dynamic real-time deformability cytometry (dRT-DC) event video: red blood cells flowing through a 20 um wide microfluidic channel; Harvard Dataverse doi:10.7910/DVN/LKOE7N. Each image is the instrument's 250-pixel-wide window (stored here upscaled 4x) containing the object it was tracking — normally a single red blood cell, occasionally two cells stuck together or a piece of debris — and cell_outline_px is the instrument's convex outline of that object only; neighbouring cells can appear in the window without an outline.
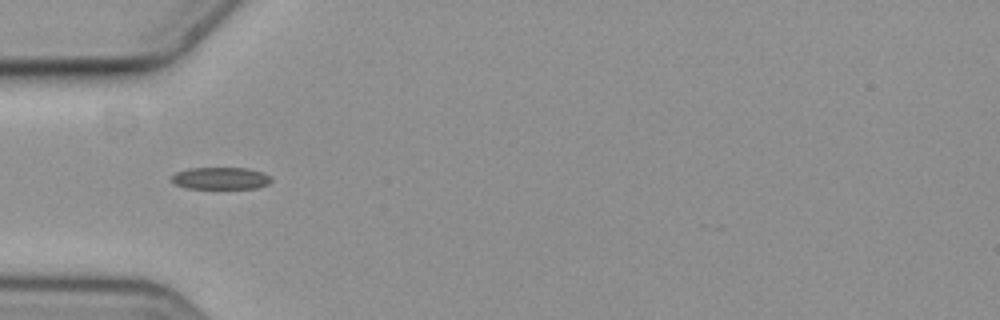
{"species": "common noctule bat (a hibernating species)", "species_latin": "Nyctalus noctula", "temperature_condition": "cold", "stored_images_in_passage": 39, "camera_frame_rate_fps": 3000, "um_per_image_px": 0.085, "animal": {"sex": "female", "body_mass_g": 19.3, "forearm_length_mm": 54.1}, "frame": {"image": 1, "passage_image": 1, "time_ms": 0.0, "image_size_px": [1000, 320], "cell_outline_px": [[272, 180], [268, 184], [256, 188], [188, 188], [172, 184], [172, 176], [176, 172], [188, 168], [248, 168], [264, 172]], "centroid_in_image_um": [18.74, 15.15], "position_along_channel_um": 66.3, "area_um2": 12.83}}
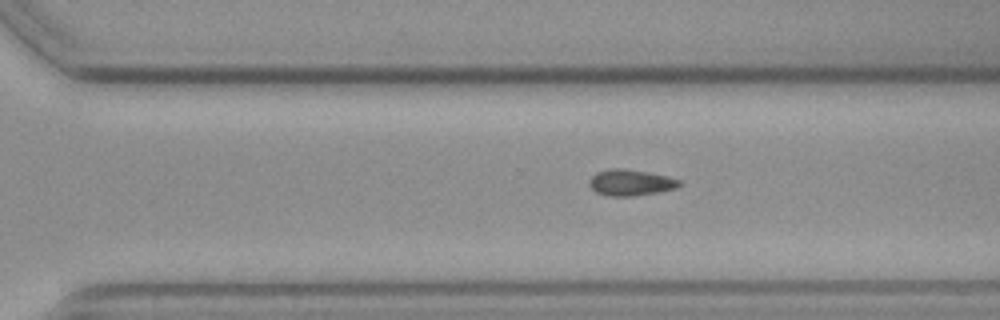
{"frame": {"image": 2, "passage_image": 22, "time_ms": 7.0, "image_size_px": [1000, 320], "cell_outline_px": [[680, 184], [676, 188], [636, 196], [608, 196], [596, 192], [588, 184], [588, 180], [596, 172], [608, 168], [624, 168], [648, 172], [668, 176], [680, 180]], "centroid_in_image_um": [53.56, 15.51], "position_along_channel_um": 317.0, "area_um2": 13.81}}
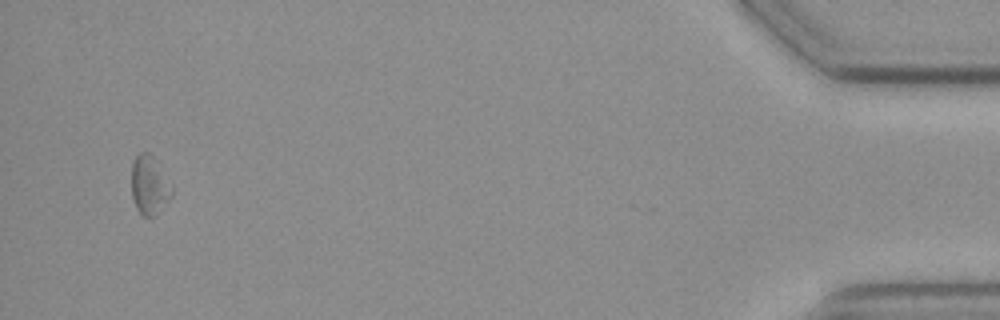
{"frame": {"image": 3, "passage_image": 38, "time_ms": 12.333, "image_size_px": [1000, 320], "cell_outline_px": [[172, 196], [156, 216], [144, 216], [136, 208], [132, 196], [132, 164], [136, 156], [140, 152], [148, 152], [152, 156], [172, 188]], "centroid_in_image_um": [12.68, 15.77], "position_along_channel_um": 422.5, "area_um2": 13.47}, "authors_computed_cell_mechanics": {"area_um2": 13.005, "velocity_mm_per_s": 3.5923, "shape_relaxation_time_tau1_ms": 5.6868, "shape_relaxation_time_tau2_ms": null, "deformation_change_tau1": 0.114, "deformation_change_tau2": null}}